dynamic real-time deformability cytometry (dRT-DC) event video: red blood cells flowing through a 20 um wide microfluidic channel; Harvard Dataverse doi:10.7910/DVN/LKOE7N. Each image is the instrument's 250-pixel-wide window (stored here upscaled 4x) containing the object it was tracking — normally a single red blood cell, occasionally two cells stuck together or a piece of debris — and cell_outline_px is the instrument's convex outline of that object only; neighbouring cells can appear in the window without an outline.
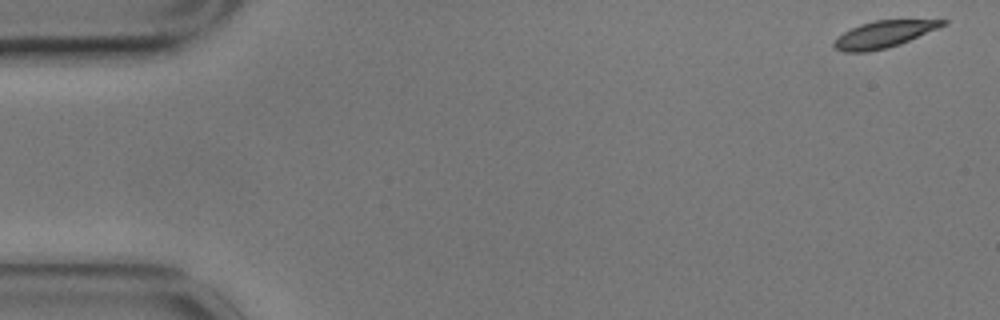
{"species": "common noctule bat (a hibernating species)", "species_latin": "Nyctalus noctula", "temperature_condition": "cold", "stored_images_in_passage": 44, "camera_frame_rate_fps": 3000, "um_per_image_px": 0.085, "animal": {"sex": "male", "body_mass_g": 17.9}, "frame": {"image": 1, "passage_image": 1, "time_ms": 0.0, "image_size_px": [1000, 320], "cell_outline_px": [[948, 24], [900, 44], [868, 52], [844, 52], [836, 48], [832, 44], [844, 32], [860, 24], [876, 20], [948, 20]], "centroid_in_image_um": [75.14, 2.91], "position_along_channel_um": 9.9, "area_um2": 16.65}}
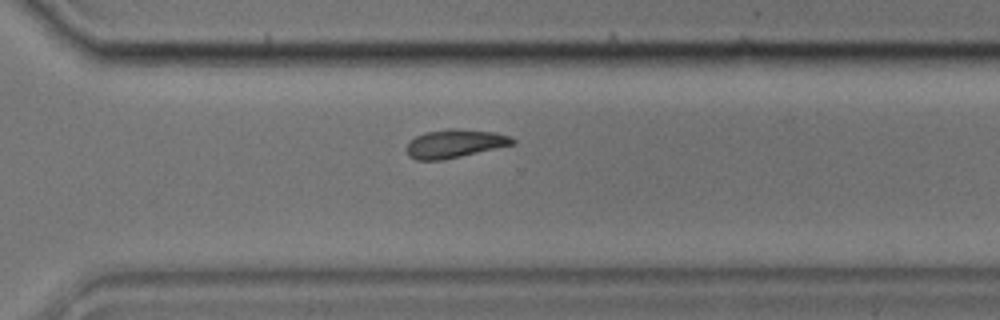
{"frame": {"image": 2, "passage_image": 40, "time_ms": 13.0, "image_size_px": [1000, 320], "cell_outline_px": [[516, 144], [444, 160], [416, 160], [408, 156], [404, 148], [416, 136], [424, 132], [448, 128], [460, 128], [496, 132], [512, 136], [516, 140]], "centroid_in_image_um": [38.68, 12.2], "position_along_channel_um": 331.9, "area_um2": 17.98}}
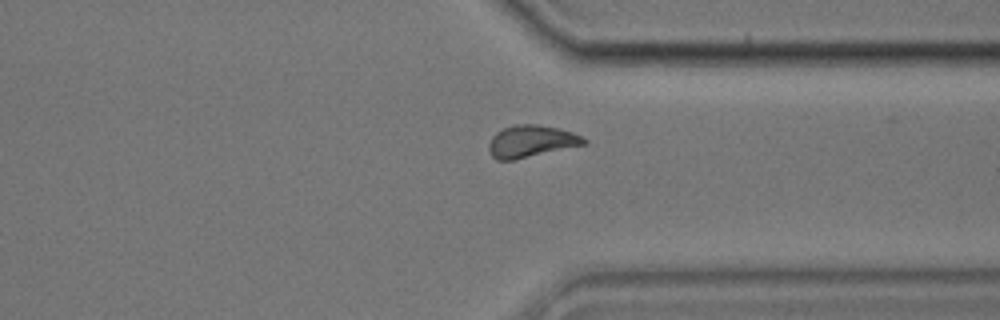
{"frame": {"image": 3, "passage_image": 43, "time_ms": 14.0, "image_size_px": [1000, 320], "cell_outline_px": [[588, 144], [512, 160], [496, 160], [492, 156], [488, 148], [488, 144], [492, 136], [500, 128], [512, 124], [536, 124], [556, 128], [572, 132], [588, 140]], "centroid_in_image_um": [45.12, 12.0], "position_along_channel_um": 366.3, "area_um2": 17.86}}